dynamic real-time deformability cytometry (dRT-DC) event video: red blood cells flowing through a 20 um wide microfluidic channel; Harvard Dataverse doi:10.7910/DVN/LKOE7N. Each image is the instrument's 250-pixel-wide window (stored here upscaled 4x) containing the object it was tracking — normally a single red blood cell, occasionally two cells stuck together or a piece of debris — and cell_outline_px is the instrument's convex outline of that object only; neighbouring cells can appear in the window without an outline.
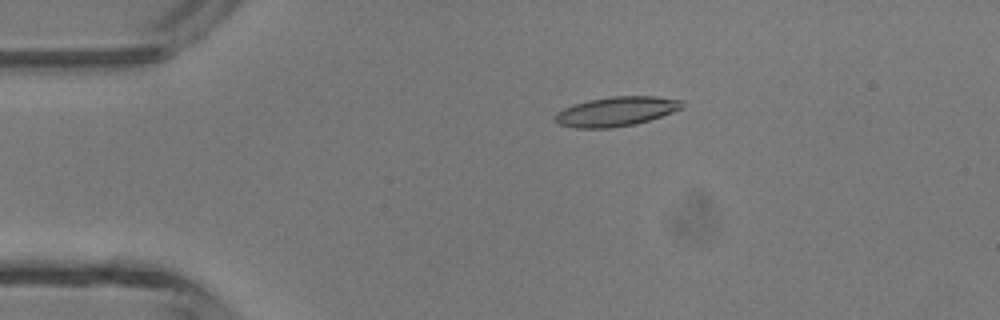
{"species": "common noctule bat (a hibernating species)", "species_latin": "Nyctalus noctula", "temperature_condition": "room temperature", "stored_images_in_passage": 39, "camera_frame_rate_fps": 3000, "um_per_image_px": 0.085, "animal": {"sex": "male", "body_mass_g": 13.3}, "frame": {"image": 1, "passage_image": 1, "time_ms": 0.0, "image_size_px": [1000, 320], "cell_outline_px": [[684, 104], [680, 108], [672, 112], [636, 124], [612, 128], [576, 128], [560, 124], [556, 120], [556, 112], [564, 108], [588, 100], [612, 96], [656, 96], [684, 100]], "centroid_in_image_um": [52.4, 9.47], "position_along_channel_um": 32.6, "area_um2": 21.62}}
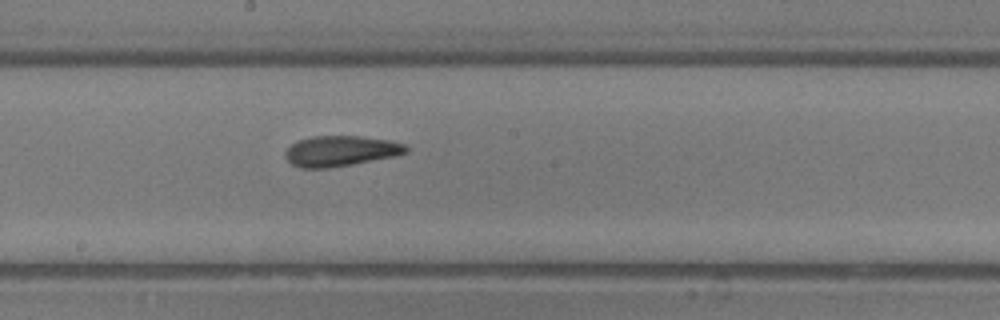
{"frame": {"image": 2, "passage_image": 17, "time_ms": 5.333, "image_size_px": [1000, 320], "cell_outline_px": [[408, 152], [392, 156], [352, 164], [328, 168], [300, 168], [292, 164], [284, 156], [284, 152], [296, 140], [312, 136], [360, 136], [388, 140], [404, 144], [408, 148]], "centroid_in_image_um": [28.9, 12.83], "position_along_channel_um": 219.3, "area_um2": 21.33}}
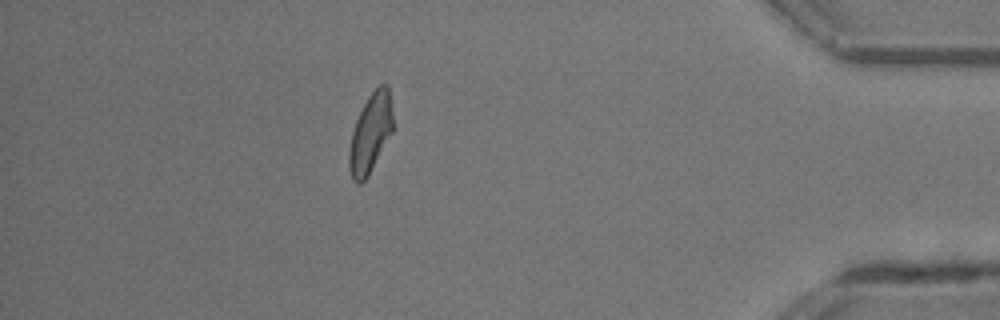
{"frame": {"image": 3, "passage_image": 33, "time_ms": 10.667, "image_size_px": [1000, 320], "cell_outline_px": [[392, 132], [368, 176], [360, 184], [356, 184], [352, 180], [348, 168], [348, 152], [352, 132], [356, 120], [368, 96], [380, 84], [388, 84], [392, 112]], "centroid_in_image_um": [31.46, 11.36], "position_along_channel_um": 403.7, "area_um2": 20.11}, "authors_computed_cell_mechanics": {"area_um2": 20.8658, "velocity_mm_per_s": 4.3671, "shape_relaxation_time_tau1_ms": 4.6155, "shape_relaxation_time_tau2_ms": 3.5558, "deformation_change_tau1": 0.1638, "deformation_change_tau2": 0.1392}}